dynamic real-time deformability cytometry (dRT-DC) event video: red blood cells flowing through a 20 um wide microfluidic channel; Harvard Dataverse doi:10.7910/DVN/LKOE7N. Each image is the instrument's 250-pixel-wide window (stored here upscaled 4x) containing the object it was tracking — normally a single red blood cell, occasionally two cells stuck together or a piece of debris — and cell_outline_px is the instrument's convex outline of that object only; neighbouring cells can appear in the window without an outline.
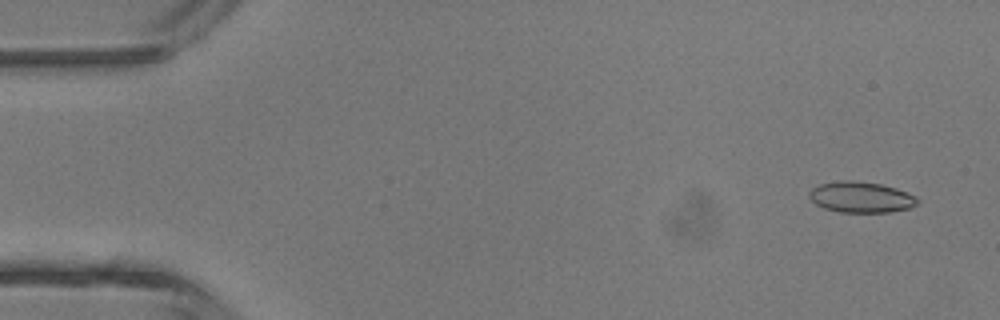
{"species": "common noctule bat (a hibernating species)", "species_latin": "Nyctalus noctula", "temperature_condition": "room temperature", "stored_images_in_passage": 4, "camera_frame_rate_fps": 3000, "um_per_image_px": 0.085, "animal": {"sex": "male", "body_mass_g": 13.3}, "frame": {"image": 1, "passage_image": 1, "time_ms": 0.0, "image_size_px": [1000, 320], "cell_outline_px": [[920, 200], [912, 208], [892, 212], [840, 212], [824, 208], [816, 204], [808, 196], [808, 192], [812, 188], [820, 184], [840, 180], [852, 180], [880, 184], [896, 188], [916, 196]], "centroid_in_image_um": [73.2, 16.76], "position_along_channel_um": 11.8, "area_um2": 19.59}}